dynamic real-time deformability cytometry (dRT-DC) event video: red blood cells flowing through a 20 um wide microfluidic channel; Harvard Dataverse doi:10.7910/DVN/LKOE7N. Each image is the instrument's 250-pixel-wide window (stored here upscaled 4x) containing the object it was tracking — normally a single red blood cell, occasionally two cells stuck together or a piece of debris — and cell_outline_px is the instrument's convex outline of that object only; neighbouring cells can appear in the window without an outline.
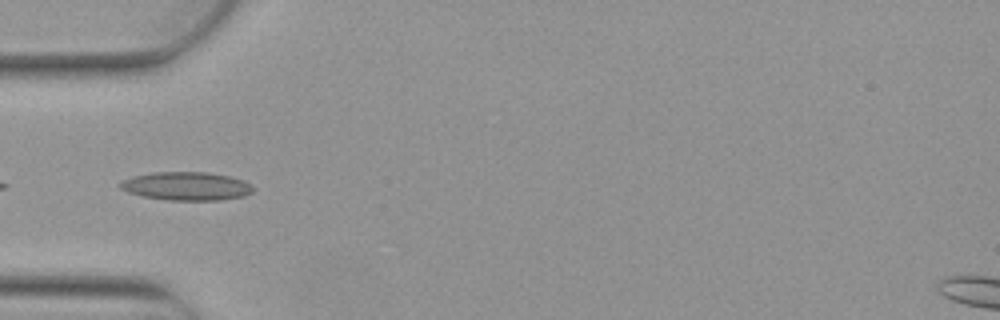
{"species": "Egyptian fruit bat (a non-hibernating species)", "species_latin": "Rousettus aegyptiacus", "temperature_condition": "warm", "stored_images_in_passage": 2, "camera_frame_rate_fps": 3000, "um_per_image_px": 0.085, "animal": {"sex": "female"}, "frame": {"image": 1, "passage_image": 2, "time_ms": 0.333, "image_size_px": [1000, 320], "cell_outline_px": [[252, 192], [244, 196], [220, 200], [168, 200], [144, 196], [128, 192], [120, 188], [116, 184], [124, 180], [136, 176], [152, 172], [208, 172], [228, 176], [244, 180], [252, 188]], "centroid_in_image_um": [15.83, 15.82], "position_along_channel_um": 69.2, "area_um2": 21.79}}